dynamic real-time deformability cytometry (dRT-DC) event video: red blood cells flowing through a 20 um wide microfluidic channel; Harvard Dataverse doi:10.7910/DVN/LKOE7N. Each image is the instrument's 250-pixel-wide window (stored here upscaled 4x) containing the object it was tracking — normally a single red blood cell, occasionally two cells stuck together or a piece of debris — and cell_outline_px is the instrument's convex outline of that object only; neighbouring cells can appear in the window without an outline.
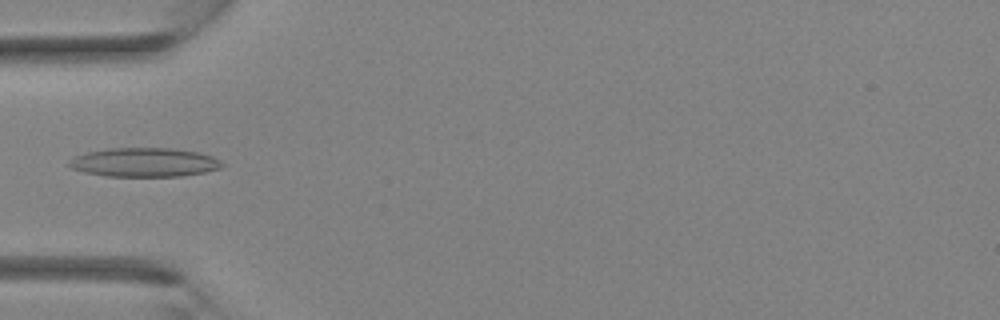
{"species": "Egyptian fruit bat (a non-hibernating species)", "species_latin": "Rousettus aegyptiacus", "temperature_condition": "room temperature", "stored_images_in_passage": 29, "camera_frame_rate_fps": 3000, "um_per_image_px": 0.085, "animal": {"sex": "female"}, "frame": {"image": 1, "passage_image": 6, "time_ms": 1.667, "image_size_px": [1000, 320], "cell_outline_px": [[224, 164], [220, 168], [204, 172], [180, 176], [108, 176], [84, 172], [72, 168], [68, 164], [68, 160], [76, 156], [88, 152], [112, 148], [172, 148], [200, 152], [212, 156], [220, 160]], "centroid_in_image_um": [12.29, 13.79], "position_along_channel_um": 72.7, "area_um2": 25.72}}
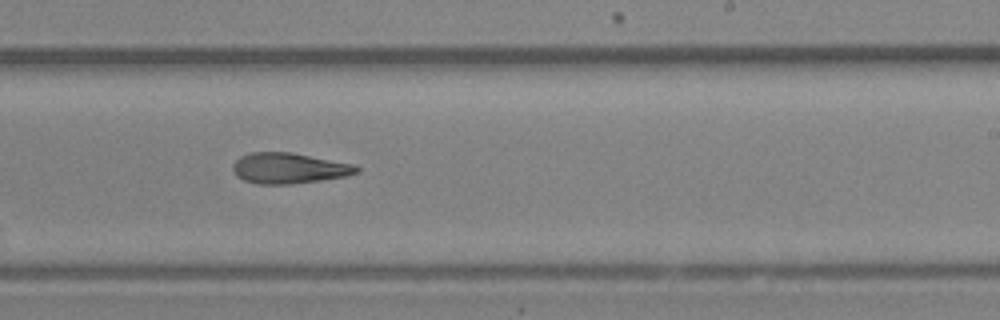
{"frame": {"image": 2, "passage_image": 16, "time_ms": 5.0, "image_size_px": [1000, 320], "cell_outline_px": [[360, 172], [348, 176], [292, 184], [256, 184], [244, 180], [236, 176], [232, 168], [232, 164], [240, 156], [252, 152], [292, 152], [352, 164], [360, 168]], "centroid_in_image_um": [24.55, 14.3], "position_along_channel_um": 264.5, "area_um2": 22.2}}
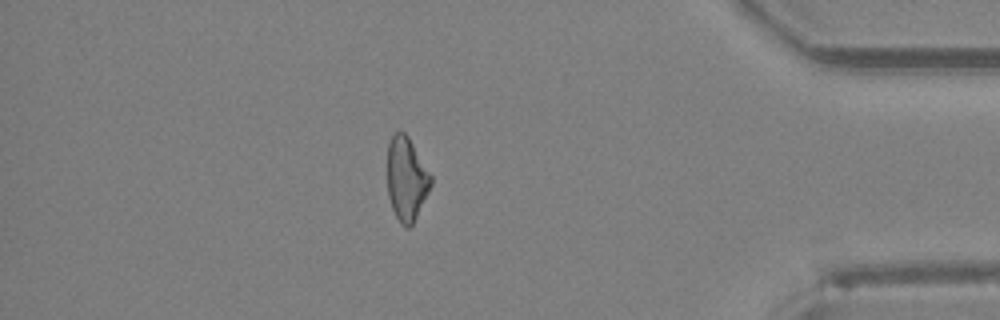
{"frame": {"image": 3, "passage_image": 25, "time_ms": 8.0, "image_size_px": [1000, 320], "cell_outline_px": [[432, 184], [412, 224], [408, 228], [400, 224], [392, 208], [388, 196], [388, 144], [392, 136], [396, 132], [404, 132], [408, 136], [432, 176]], "centroid_in_image_um": [34.55, 15.2], "position_along_channel_um": 400.7, "area_um2": 20.92}}